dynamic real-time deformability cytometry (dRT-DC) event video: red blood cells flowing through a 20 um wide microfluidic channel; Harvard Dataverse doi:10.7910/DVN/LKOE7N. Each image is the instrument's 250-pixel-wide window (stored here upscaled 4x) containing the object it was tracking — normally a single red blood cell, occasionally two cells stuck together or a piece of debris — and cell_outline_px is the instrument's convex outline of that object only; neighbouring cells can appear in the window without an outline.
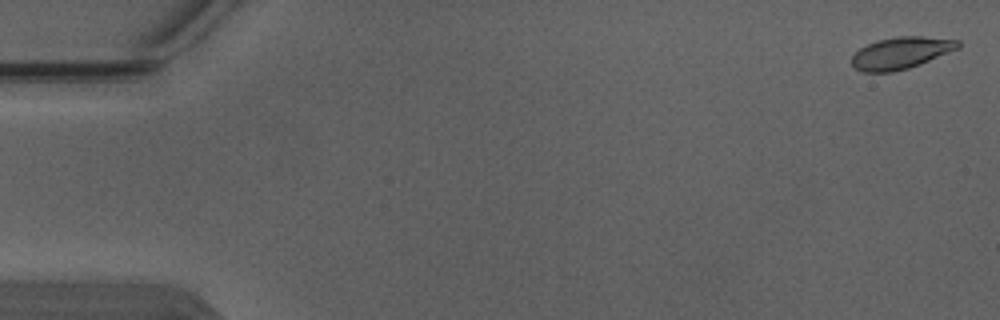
{"species": "Egyptian fruit bat (a non-hibernating species)", "species_latin": "Rousettus aegyptiacus", "temperature_condition": "warm", "stored_images_in_passage": 9, "camera_frame_rate_fps": 3000, "um_per_image_px": 0.085, "animal": {"sex": "male"}, "frame": {"image": 1, "passage_image": 1, "time_ms": 0.0, "image_size_px": [1000, 320], "cell_outline_px": [[960, 48], [920, 64], [908, 68], [892, 72], [860, 72], [852, 64], [852, 56], [860, 48], [876, 40], [896, 36], [920, 36], [960, 40]], "centroid_in_image_um": [76.59, 4.49], "position_along_channel_um": 8.4, "area_um2": 19.77}}
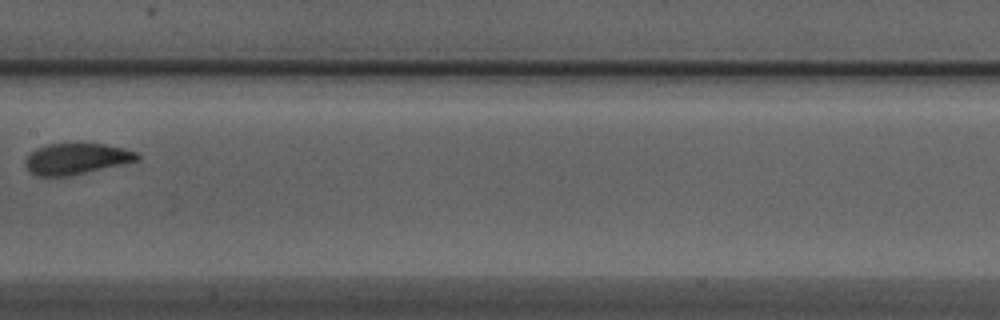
{"frame": {"image": 2, "passage_image": 8, "time_ms": 2.333, "image_size_px": [1000, 320], "cell_outline_px": [[140, 160], [124, 164], [68, 176], [36, 176], [28, 172], [24, 164], [24, 160], [36, 148], [48, 144], [104, 144], [124, 148], [136, 152], [140, 156]], "centroid_in_image_um": [6.48, 13.51], "position_along_channel_um": 200.9, "area_um2": 20.29}}
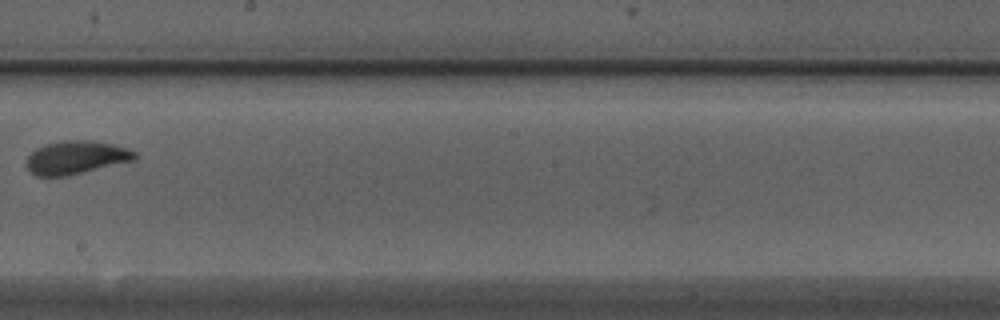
{"frame": {"image": 3, "passage_image": 9, "time_ms": 2.667, "image_size_px": [1000, 320], "cell_outline_px": [[136, 160], [68, 176], [36, 176], [24, 164], [28, 156], [36, 148], [44, 144], [64, 140], [92, 140], [112, 144], [128, 148], [136, 152]], "centroid_in_image_um": [6.47, 13.38], "position_along_channel_um": 241.7, "area_um2": 21.21}}